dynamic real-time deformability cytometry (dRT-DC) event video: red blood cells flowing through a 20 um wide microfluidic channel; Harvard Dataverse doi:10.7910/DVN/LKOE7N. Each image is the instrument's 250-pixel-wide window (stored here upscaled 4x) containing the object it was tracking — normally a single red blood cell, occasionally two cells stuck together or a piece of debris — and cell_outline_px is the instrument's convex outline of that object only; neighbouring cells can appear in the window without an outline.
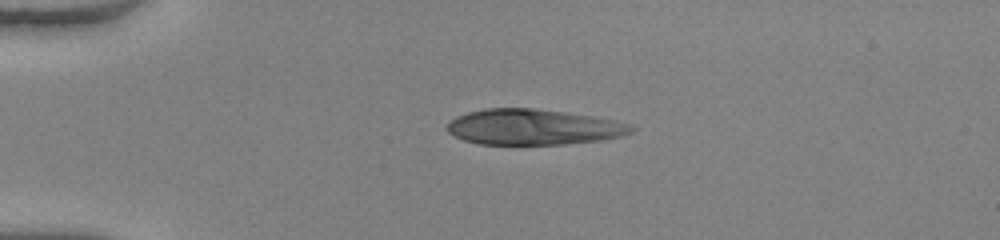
{"species": "human", "species_latin": "Homo sapiens", "temperature_condition": "warm", "stored_images_in_passage": 39, "camera_frame_rate_fps": 3000, "um_per_image_px": 0.085, "donor": {"sex": "female"}, "frame": {"image": 1, "passage_image": 1, "time_ms": 0.0, "image_size_px": [1000, 240], "cell_outline_px": [[636, 128], [632, 132], [624, 136], [600, 140], [564, 144], [480, 144], [464, 140], [448, 132], [444, 128], [448, 120], [456, 116], [468, 112], [484, 108], [532, 108], [564, 112], [592, 116], [632, 124]], "centroid_in_image_um": [45.31, 10.79], "position_along_channel_um": 39.7, "area_um2": 38.38}}
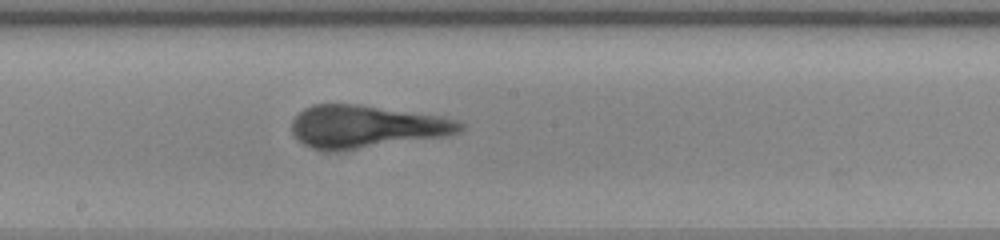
{"frame": {"image": 2, "passage_image": 17, "time_ms": 5.333, "image_size_px": [1000, 240], "cell_outline_px": [[464, 128], [460, 132], [448, 136], [356, 148], [312, 148], [296, 140], [292, 132], [292, 120], [304, 108], [312, 104], [360, 104], [444, 116], [460, 120], [464, 124]], "centroid_in_image_um": [31.2, 10.71], "position_along_channel_um": 217.0, "area_um2": 41.38}}
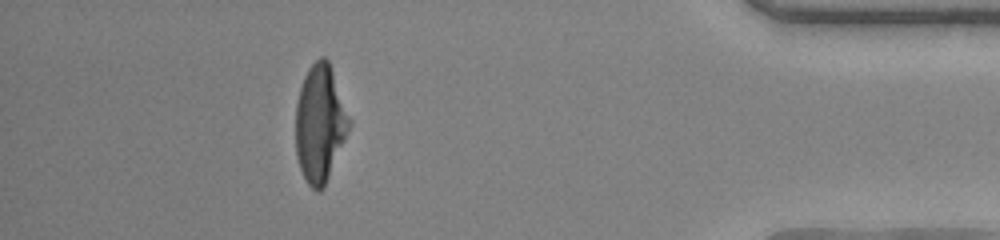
{"frame": {"image": 3, "passage_image": 34, "time_ms": 11.0, "image_size_px": [1000, 240], "cell_outline_px": [[352, 120], [344, 140], [324, 188], [320, 192], [316, 192], [308, 184], [300, 168], [296, 156], [296, 104], [300, 88], [304, 76], [308, 68], [320, 56], [324, 56], [328, 60]], "centroid_in_image_um": [27.2, 10.49], "position_along_channel_um": 408.0, "area_um2": 36.47}}